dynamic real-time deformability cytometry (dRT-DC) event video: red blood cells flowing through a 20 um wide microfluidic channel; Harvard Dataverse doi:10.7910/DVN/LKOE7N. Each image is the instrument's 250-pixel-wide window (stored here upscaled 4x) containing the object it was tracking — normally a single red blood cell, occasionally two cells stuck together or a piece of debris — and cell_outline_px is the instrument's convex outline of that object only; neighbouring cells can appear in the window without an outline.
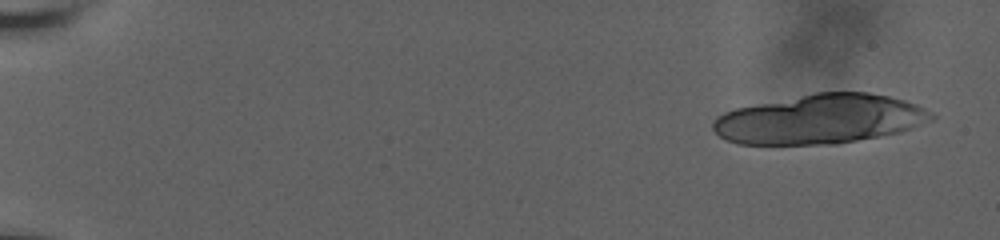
{"species": "human", "species_latin": "Homo sapiens", "temperature_condition": "room temperature", "stored_images_in_passage": 9, "camera_frame_rate_fps": 3000, "um_per_image_px": 0.085, "donor": {"sex": "male"}, "frame": {"image": 1, "passage_image": 1, "time_ms": 0.0, "image_size_px": [1000, 240], "cell_outline_px": [[936, 116], [932, 120], [900, 132], [880, 136], [836, 144], [736, 144], [724, 140], [712, 128], [712, 120], [716, 116], [724, 112], [736, 108], [816, 92], [868, 92], [888, 96], [904, 100], [916, 104], [924, 108]], "centroid_in_image_um": [69.67, 10.13], "position_along_channel_um": 15.3, "area_um2": 62.89}}
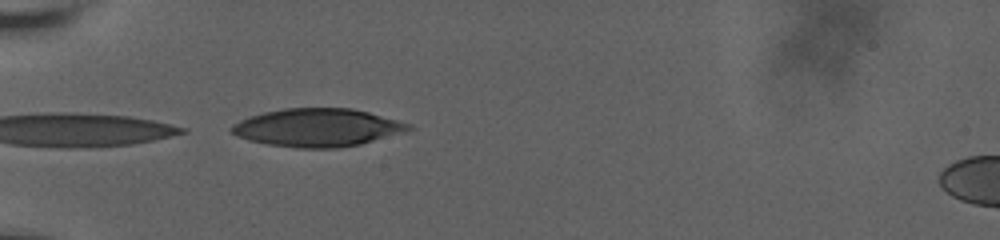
{"frame": {"image": 2, "passage_image": 7, "time_ms": 6.0, "image_size_px": [1000, 240], "cell_outline_px": [[412, 128], [404, 132], [360, 144], [336, 148], [300, 148], [268, 144], [248, 140], [232, 132], [228, 128], [232, 124], [248, 116], [264, 112], [284, 108], [352, 108], [368, 112], [412, 124]], "centroid_in_image_um": [26.96, 10.84], "position_along_channel_um": 58.0, "area_um2": 39.07}}